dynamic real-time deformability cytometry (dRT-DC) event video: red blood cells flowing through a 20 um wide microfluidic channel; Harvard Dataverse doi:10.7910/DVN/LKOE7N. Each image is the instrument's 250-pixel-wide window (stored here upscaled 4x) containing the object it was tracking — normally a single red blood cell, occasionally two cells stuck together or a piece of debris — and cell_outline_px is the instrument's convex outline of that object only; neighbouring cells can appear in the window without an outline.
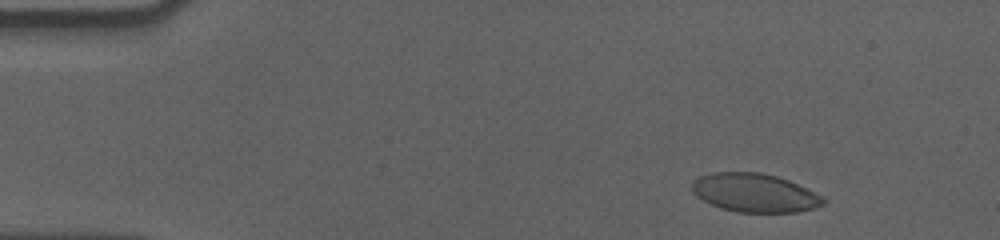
{"species": "human", "species_latin": "Homo sapiens", "temperature_condition": "cold", "stored_images_in_passage": 56, "camera_frame_rate_fps": 3000, "um_per_image_px": 0.085, "donor": {"sex": "male"}, "frame": {"image": 1, "passage_image": 6, "time_ms": 1.667, "image_size_px": [1000, 240], "cell_outline_px": [[824, 204], [812, 208], [796, 212], [736, 212], [720, 208], [696, 196], [692, 192], [692, 180], [700, 176], [712, 172], [760, 172], [776, 176], [788, 180], [824, 196]], "centroid_in_image_um": [64.12, 16.38], "position_along_channel_um": 20.9, "area_um2": 29.48}}
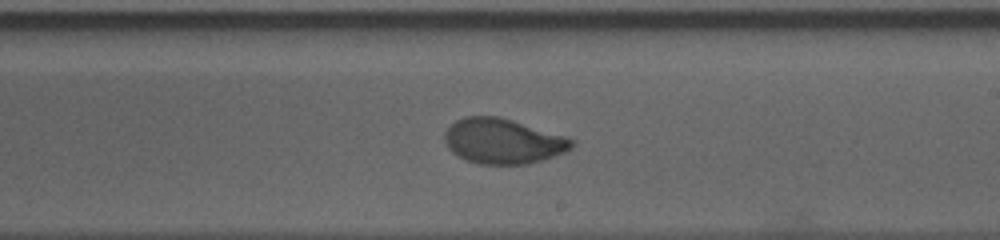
{"frame": {"image": 2, "passage_image": 33, "time_ms": 10.667, "image_size_px": [1000, 240], "cell_outline_px": [[576, 144], [572, 148], [564, 152], [528, 164], [476, 164], [464, 160], [452, 152], [448, 148], [444, 140], [444, 132], [456, 120], [464, 116], [500, 116], [568, 136], [576, 140]], "centroid_in_image_um": [42.76, 11.99], "position_along_channel_um": 246.2, "area_um2": 33.87}}
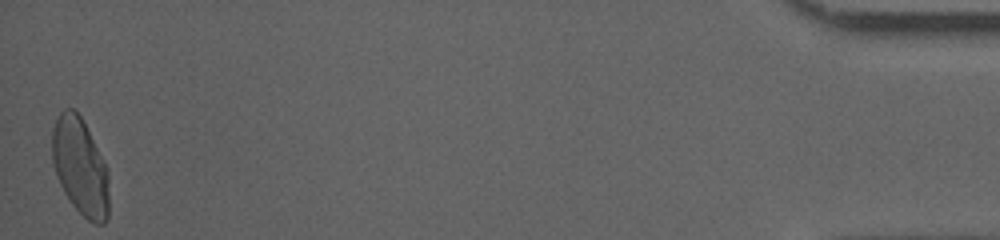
{"frame": {"image": 3, "passage_image": 56, "time_ms": 18.333, "image_size_px": [1000, 240], "cell_outline_px": [[108, 216], [104, 224], [96, 224], [88, 220], [72, 204], [64, 192], [56, 176], [52, 164], [52, 128], [60, 112], [64, 108], [72, 108], [80, 116], [108, 172]], "centroid_in_image_um": [6.79, 14.19], "position_along_channel_um": 428.4, "area_um2": 31.67}, "authors_computed_cell_mechanics": {"area_um2": 32.1657, "velocity_mm_per_s": 3.5575, "shape_relaxation_time_tau1_ms": 4.2239, "shape_relaxation_time_tau2_ms": 0.7349, "deformation_change_tau1": 0.1669, "deformation_change_tau2": 0.0474}}